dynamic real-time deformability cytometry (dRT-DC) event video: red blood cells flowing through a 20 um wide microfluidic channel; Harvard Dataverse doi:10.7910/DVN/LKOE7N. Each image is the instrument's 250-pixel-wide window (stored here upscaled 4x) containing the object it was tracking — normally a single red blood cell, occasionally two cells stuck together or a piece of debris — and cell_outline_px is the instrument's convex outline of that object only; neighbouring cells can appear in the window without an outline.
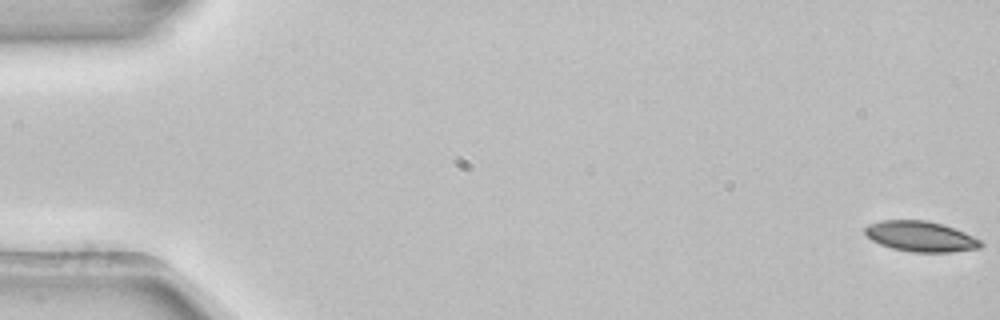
{"species": "common noctule bat (a hibernating species)", "species_latin": "Nyctalus noctula", "temperature_condition": "room temperature", "stored_images_in_passage": 4, "camera_frame_rate_fps": 3000, "um_per_image_px": 0.085, "animal": {"sex": "female", "body_mass_g": 22.7, "forearm_length_mm": 54.2}, "frame": {"image": 1, "passage_image": 1, "time_ms": 0.0, "image_size_px": [1000, 320], "cell_outline_px": [[984, 244], [980, 248], [952, 252], [912, 252], [892, 248], [880, 244], [872, 240], [864, 232], [864, 228], [868, 224], [880, 220], [928, 220], [944, 224], [964, 232], [980, 240]], "centroid_in_image_um": [78.25, 20.09], "position_along_channel_um": 6.7, "area_um2": 20.63}}
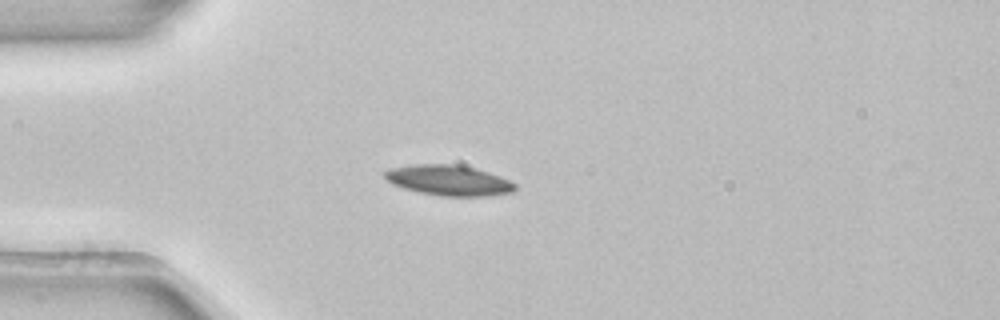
{"frame": {"image": 2, "passage_image": 4, "time_ms": 1.0, "image_size_px": [1000, 320], "cell_outline_px": [[516, 188], [512, 192], [484, 196], [440, 196], [420, 192], [404, 188], [392, 184], [384, 176], [384, 172], [392, 168], [416, 164], [456, 164], [488, 172], [500, 176], [516, 184]], "centroid_in_image_um": [38.14, 15.33], "position_along_channel_um": 46.9, "area_um2": 22.83}}